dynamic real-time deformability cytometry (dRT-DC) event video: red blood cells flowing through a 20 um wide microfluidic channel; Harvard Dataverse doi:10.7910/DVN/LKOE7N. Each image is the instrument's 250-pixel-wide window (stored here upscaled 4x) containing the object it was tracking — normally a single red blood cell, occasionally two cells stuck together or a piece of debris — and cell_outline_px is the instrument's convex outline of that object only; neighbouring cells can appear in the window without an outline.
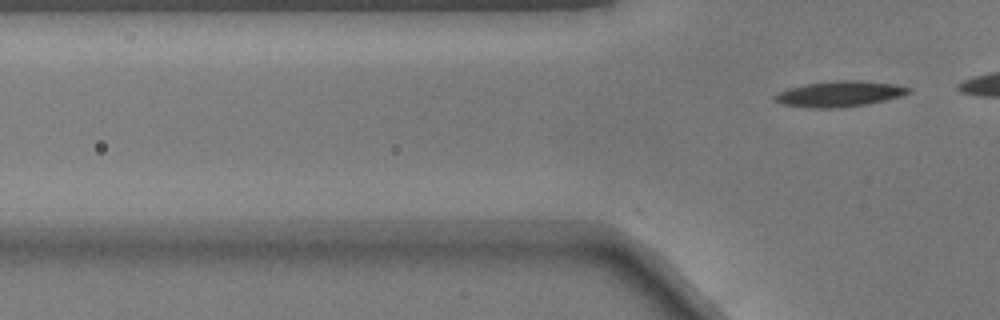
{"species": "common noctule bat (a hibernating species)", "species_latin": "Nyctalus noctula", "temperature_condition": "warm", "stored_images_in_passage": 2, "camera_frame_rate_fps": 3000, "um_per_image_px": 0.085, "animal": {"sex": "male", "body_mass_g": 17.9}, "frame": {"image": 1, "passage_image": 2, "time_ms": 0.333, "image_size_px": [1000, 320], "cell_outline_px": [[912, 88], [908, 92], [900, 96], [868, 104], [844, 108], [812, 108], [784, 104], [772, 100], [772, 96], [788, 88], [808, 84], [840, 80], [860, 80], [892, 84]], "centroid_in_image_um": [71.33, 7.99], "position_along_channel_um": 54.5, "area_um2": 19.83}}